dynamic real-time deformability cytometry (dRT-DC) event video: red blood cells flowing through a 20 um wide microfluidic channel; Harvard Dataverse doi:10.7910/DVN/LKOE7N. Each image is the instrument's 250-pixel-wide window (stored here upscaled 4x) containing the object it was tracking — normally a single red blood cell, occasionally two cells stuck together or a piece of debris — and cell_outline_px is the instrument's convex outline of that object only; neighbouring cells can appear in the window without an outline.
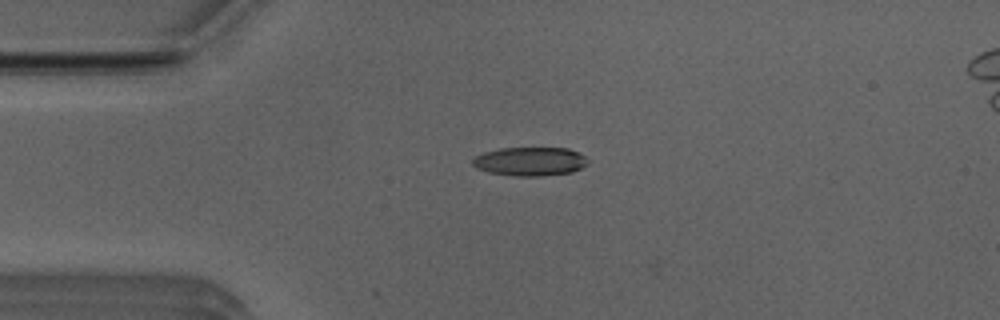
{"species": "Egyptian fruit bat (a non-hibernating species)", "species_latin": "Rousettus aegyptiacus", "temperature_condition": "room temperature", "stored_images_in_passage": 29, "camera_frame_rate_fps": 3000, "um_per_image_px": 0.085, "animal": {"sex": "male"}, "frame": {"image": 1, "passage_image": 2, "time_ms": 0.333, "image_size_px": [1000, 320], "cell_outline_px": [[588, 164], [572, 172], [540, 176], [516, 176], [488, 172], [476, 168], [472, 164], [472, 160], [476, 156], [484, 152], [500, 148], [568, 148], [580, 152], [588, 160]], "centroid_in_image_um": [45.06, 13.72], "position_along_channel_um": 39.9, "area_um2": 19.36}}
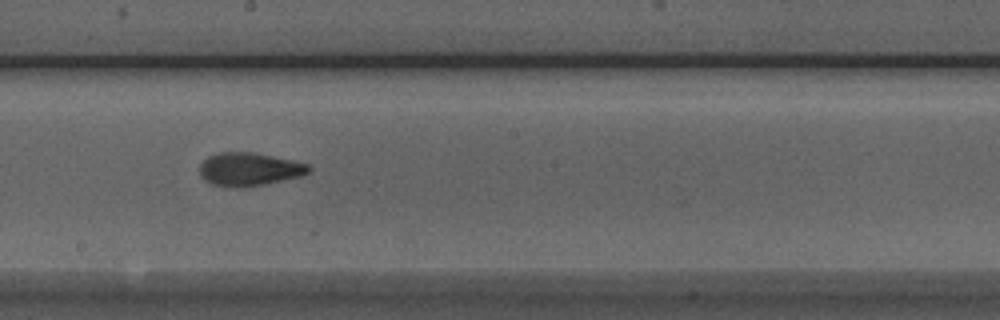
{"frame": {"image": 2, "passage_image": 18, "time_ms": 5.667, "image_size_px": [1000, 320], "cell_outline_px": [[312, 168], [308, 172], [300, 176], [264, 184], [240, 188], [232, 188], [212, 184], [204, 180], [200, 176], [200, 164], [208, 156], [220, 152], [252, 152], [292, 160], [308, 164]], "centroid_in_image_um": [21.15, 14.39], "position_along_channel_um": 227.1, "area_um2": 21.1}}
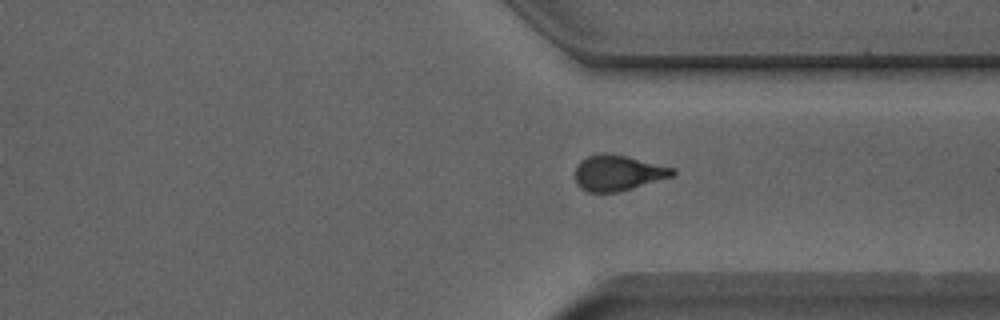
{"frame": {"image": 3, "passage_image": 28, "time_ms": 9.0, "image_size_px": [1000, 320], "cell_outline_px": [[676, 172], [672, 176], [620, 192], [588, 192], [580, 188], [576, 184], [576, 168], [580, 160], [588, 156], [600, 152], [608, 152], [628, 156], [676, 168]], "centroid_in_image_um": [52.52, 14.68], "position_along_channel_um": 358.9, "area_um2": 20.46}}